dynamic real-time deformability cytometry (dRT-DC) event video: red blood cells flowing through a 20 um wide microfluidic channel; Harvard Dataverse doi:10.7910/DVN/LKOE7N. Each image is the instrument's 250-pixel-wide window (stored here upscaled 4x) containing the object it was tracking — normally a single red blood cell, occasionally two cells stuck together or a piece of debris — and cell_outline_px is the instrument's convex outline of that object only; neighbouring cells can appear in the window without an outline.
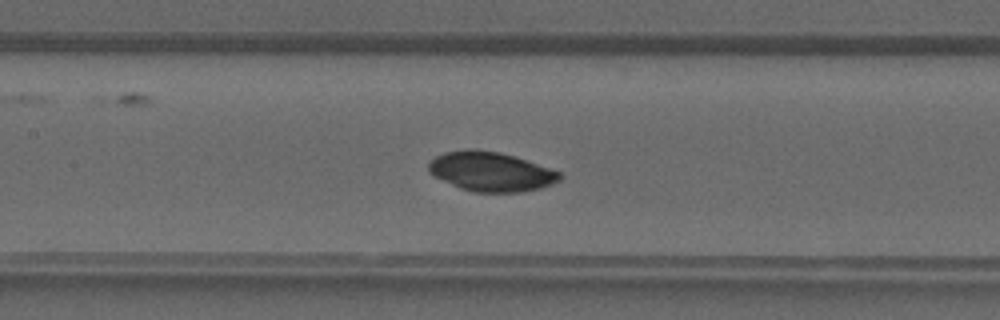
{"species": "common noctule bat (a hibernating species)", "species_latin": "Nyctalus noctula", "temperature_condition": "warm", "stored_images_in_passage": 42, "camera_frame_rate_fps": 3000, "um_per_image_px": 0.085, "animal": {"sex": "male", "forearm_length_mm": 52.5}, "frame": {"image": 1, "passage_image": 19, "time_ms": 6.0, "image_size_px": [1000, 320], "cell_outline_px": [[560, 180], [552, 184], [540, 188], [520, 192], [472, 192], [460, 188], [428, 172], [428, 160], [444, 152], [468, 148], [472, 148], [500, 152], [560, 172]], "centroid_in_image_um": [41.67, 14.58], "position_along_channel_um": 165.7, "area_um2": 29.88}}
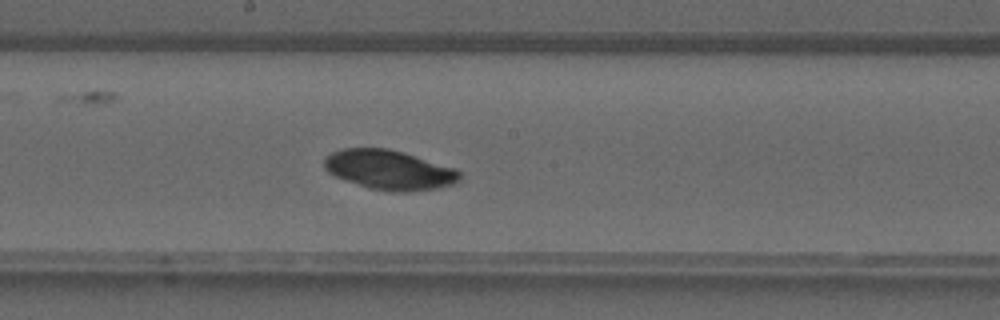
{"frame": {"image": 2, "passage_image": 22, "time_ms": 7.0, "image_size_px": [1000, 320], "cell_outline_px": [[460, 180], [456, 184], [436, 188], [412, 192], [392, 192], [368, 188], [344, 180], [328, 172], [324, 168], [324, 160], [332, 152], [344, 148], [388, 148], [404, 152], [456, 168], [460, 172]], "centroid_in_image_um": [33.12, 14.45], "position_along_channel_um": 215.1, "area_um2": 31.5}}
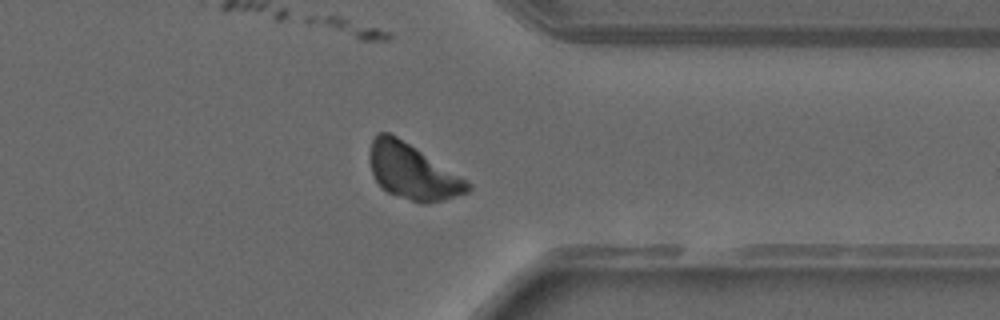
{"frame": {"image": 3, "passage_image": 32, "time_ms": 10.333, "image_size_px": [1000, 320], "cell_outline_px": [[472, 188], [468, 192], [440, 200], [424, 204], [420, 204], [388, 192], [380, 188], [372, 172], [368, 156], [372, 140], [376, 132], [388, 132], [396, 136], [472, 184]], "centroid_in_image_um": [35.0, 14.6], "position_along_channel_um": 376.4, "area_um2": 31.04}}